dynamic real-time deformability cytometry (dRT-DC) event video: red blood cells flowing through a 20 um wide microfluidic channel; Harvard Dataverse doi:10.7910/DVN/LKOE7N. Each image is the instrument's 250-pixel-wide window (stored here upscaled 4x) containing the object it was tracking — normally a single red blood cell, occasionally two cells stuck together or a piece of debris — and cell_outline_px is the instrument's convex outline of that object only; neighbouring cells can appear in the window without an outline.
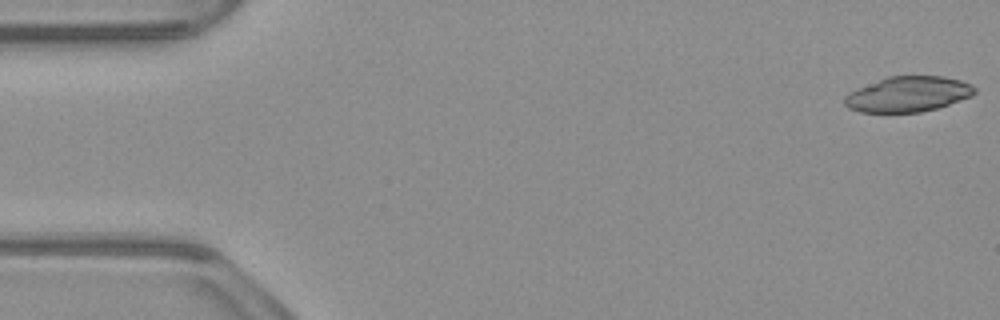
{"species": "common noctule bat (a hibernating species)", "species_latin": "Nyctalus noctula", "temperature_condition": "warm", "stored_images_in_passage": 53, "camera_frame_rate_fps": 3000, "um_per_image_px": 0.085, "animal": {"sex": "male", "body_mass_g": 23.1, "forearm_length_mm": 52.7}, "frame": {"image": 1, "passage_image": 1, "time_ms": 0.0, "image_size_px": [1000, 320], "cell_outline_px": [[976, 92], [972, 96], [936, 108], [920, 112], [860, 112], [848, 108], [844, 104], [844, 96], [848, 92], [888, 76], [944, 76], [960, 80], [972, 84], [976, 88]], "centroid_in_image_um": [77.18, 8.0], "position_along_channel_um": 7.8, "area_um2": 26.76}}